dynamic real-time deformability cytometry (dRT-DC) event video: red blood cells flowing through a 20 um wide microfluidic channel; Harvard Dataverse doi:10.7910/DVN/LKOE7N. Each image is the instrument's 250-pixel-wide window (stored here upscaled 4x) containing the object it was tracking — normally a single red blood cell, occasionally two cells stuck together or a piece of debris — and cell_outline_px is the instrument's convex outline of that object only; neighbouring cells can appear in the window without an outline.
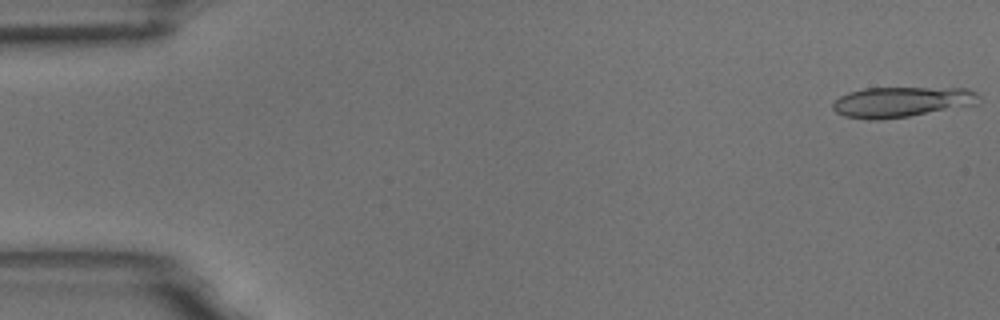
{"species": "common noctule bat (a hibernating species)", "species_latin": "Nyctalus noctula", "temperature_condition": "room temperature", "stored_images_in_passage": 12, "camera_frame_rate_fps": 3000, "um_per_image_px": 0.085, "animal": {"sex": "male", "body_mass_g": 18.8}, "frame": {"image": 1, "passage_image": 1, "time_ms": 0.0, "image_size_px": [1000, 320], "cell_outline_px": [[980, 100], [976, 104], [908, 116], [880, 120], [868, 120], [844, 116], [836, 112], [832, 108], [832, 104], [840, 96], [848, 92], [864, 88], [968, 88], [976, 92], [980, 96]], "centroid_in_image_um": [76.62, 8.66], "position_along_channel_um": 8.4, "area_um2": 25.84}}